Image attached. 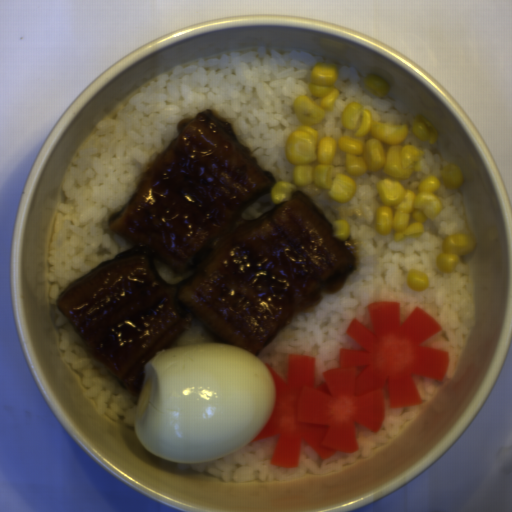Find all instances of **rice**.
I'll use <instances>...</instances> for the list:
<instances>
[{"label":"rice","instance_id":"rice-1","mask_svg":"<svg viewBox=\"0 0 512 512\" xmlns=\"http://www.w3.org/2000/svg\"><path fill=\"white\" fill-rule=\"evenodd\" d=\"M335 67L337 97L323 119L311 127L317 130L319 139L352 136L353 131L343 126L341 118L344 109L357 102L367 108L375 120L408 126L402 145H413L421 151L420 171L410 178H393L379 171L351 175L347 171L346 153L339 150L332 159V176L342 174L355 182L356 193L348 202L335 201L328 190H321L317 185L295 188L293 192H301L332 224L337 220L348 221L350 233L345 241L356 257V269L341 291L325 295L317 307L297 314L255 355L281 378H285L289 355L314 357L315 381L316 384L322 383L323 373L339 367L341 350H361L346 335L353 320L371 328L370 304L398 302L401 321L419 308L440 326L441 331L427 344L447 353L449 361L445 377L437 381L416 376L421 404L407 408H392L385 389L384 422L378 432L356 424V452H341L321 459L301 439L296 467L272 466L278 438L273 436L250 440L228 456L213 462H175L178 470L201 473L228 483L281 482L369 460L394 444L445 387L476 331L477 300L471 253L462 256L453 272L440 271L437 265L447 237L470 235L460 187L448 189L442 177L445 165H454L447 149L437 137L433 144L418 138L412 129L417 117L394 98L385 94L374 97L366 91L365 79L354 66L345 63ZM431 174L441 183L436 194L443 209L437 219L423 224L424 232L420 239L395 243V232L380 236L374 223L375 209L382 203L376 187L378 181L395 179L409 190H417ZM414 268L427 274L430 280L429 288L424 291H413L406 285L407 274Z\"/></svg>","mask_w":512,"mask_h":512},{"label":"rice","instance_id":"rice-2","mask_svg":"<svg viewBox=\"0 0 512 512\" xmlns=\"http://www.w3.org/2000/svg\"><path fill=\"white\" fill-rule=\"evenodd\" d=\"M318 63L307 51L261 46L189 60L132 91L78 146L53 217L48 295L62 353L100 414L136 431L138 395L91 356L59 310L58 297L70 282L133 247L110 230L109 217L131 198L185 118L212 110L277 183L292 181L295 166L286 145L301 123L293 103L310 93Z\"/></svg>","mask_w":512,"mask_h":512},{"label":"rice","instance_id":"rice-3","mask_svg":"<svg viewBox=\"0 0 512 512\" xmlns=\"http://www.w3.org/2000/svg\"><path fill=\"white\" fill-rule=\"evenodd\" d=\"M189 344H228L216 334L207 329L197 318L190 322L184 331L165 348H174ZM231 345V344H230ZM163 349V350H165Z\"/></svg>","mask_w":512,"mask_h":512},{"label":"rice","instance_id":"rice-4","mask_svg":"<svg viewBox=\"0 0 512 512\" xmlns=\"http://www.w3.org/2000/svg\"><path fill=\"white\" fill-rule=\"evenodd\" d=\"M276 205L272 202L271 193H266L249 204L242 212L241 217L244 221L259 218Z\"/></svg>","mask_w":512,"mask_h":512},{"label":"rice","instance_id":"rice-5","mask_svg":"<svg viewBox=\"0 0 512 512\" xmlns=\"http://www.w3.org/2000/svg\"><path fill=\"white\" fill-rule=\"evenodd\" d=\"M154 265L156 267V270L161 278V280L165 281L168 284H176L181 281H184L188 278H191L194 276L195 272L189 271L184 273H175L173 270H171L165 262L161 261H154Z\"/></svg>","mask_w":512,"mask_h":512}]
</instances>
